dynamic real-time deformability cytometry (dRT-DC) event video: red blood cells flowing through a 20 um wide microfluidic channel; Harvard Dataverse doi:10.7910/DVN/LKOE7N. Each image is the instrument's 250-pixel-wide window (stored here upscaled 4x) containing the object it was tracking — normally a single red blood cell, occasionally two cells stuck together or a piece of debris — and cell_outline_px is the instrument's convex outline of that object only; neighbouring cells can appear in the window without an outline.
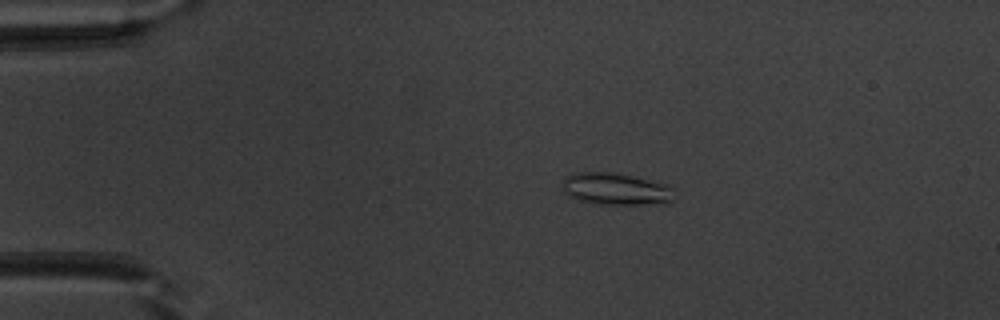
{"species": "common noctule bat (a hibernating species)", "species_latin": "Nyctalus noctula", "temperature_condition": "warm", "stored_images_in_passage": 17, "camera_frame_rate_fps": 3000, "um_per_image_px": 0.085, "animal": {"sex": "male", "body_mass_g": 20.1, "forearm_length_mm": 53.5}, "frame": {"image": 1, "passage_image": 10, "time_ms": 3.0, "image_size_px": [1000, 320], "cell_outline_px": [[672, 200], [664, 204], [592, 204], [576, 200], [568, 196], [564, 192], [564, 176], [576, 172], [608, 172], [632, 176], [664, 184], [672, 188]], "centroid_in_image_um": [52.28, 16.08], "position_along_channel_um": 32.7, "area_um2": 20.81}}
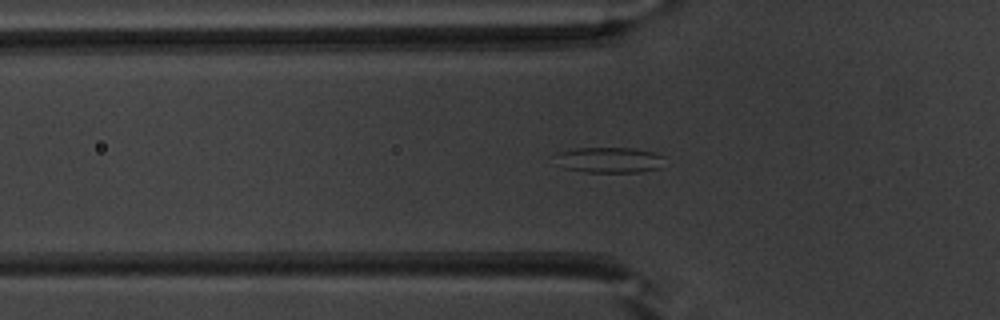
{"frame": {"image": 2, "passage_image": 17, "time_ms": 5.333, "image_size_px": [1000, 320], "cell_outline_px": [[664, 156], [660, 168], [640, 172], [588, 172], [564, 168], [556, 152], [576, 148], [636, 148], [656, 152]], "centroid_in_image_um": [51.88, 13.58], "position_along_channel_um": 73.9, "area_um2": 16.18}}